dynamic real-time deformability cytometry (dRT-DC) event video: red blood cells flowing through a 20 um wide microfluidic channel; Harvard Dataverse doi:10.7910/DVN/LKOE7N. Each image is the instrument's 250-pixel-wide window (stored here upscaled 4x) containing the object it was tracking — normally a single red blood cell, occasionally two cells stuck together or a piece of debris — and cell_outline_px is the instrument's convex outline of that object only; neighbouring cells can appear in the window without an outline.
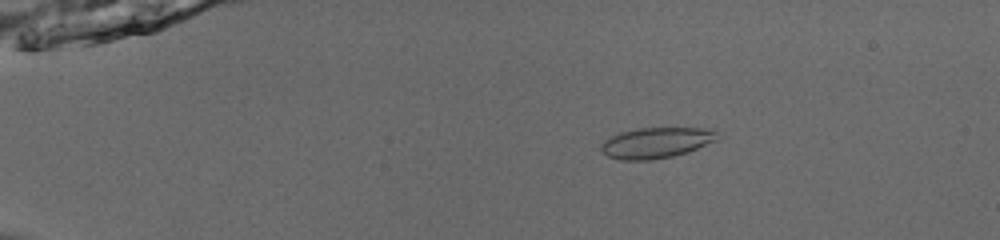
{"species": "common noctule bat (a hibernating species)", "species_latin": "Nyctalus noctula", "temperature_condition": "room temperature", "stored_images_in_passage": 52, "camera_frame_rate_fps": 3000, "um_per_image_px": 0.085, "animal": {"sex": "male", "body_mass_g": 13.0, "forearm_length_mm": 53.1}, "frame": {"image": 1, "passage_image": 10, "time_ms": 3.0, "image_size_px": [1000, 240], "cell_outline_px": [[716, 140], [688, 152], [672, 156], [648, 160], [620, 160], [608, 156], [600, 148], [600, 144], [604, 140], [620, 132], [640, 128], [716, 128]], "centroid_in_image_um": [55.77, 12.13], "position_along_channel_um": 29.2, "area_um2": 20.69}}
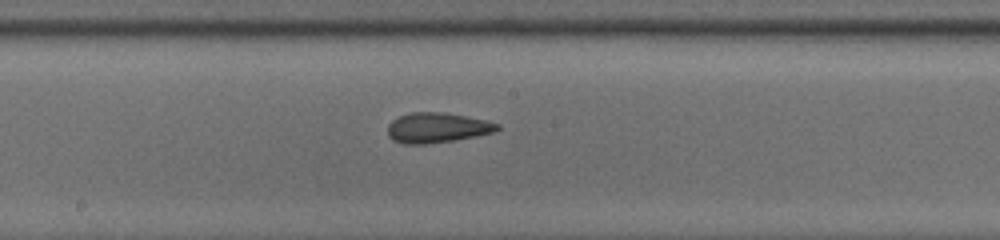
{"frame": {"image": 2, "passage_image": 30, "time_ms": 9.667, "image_size_px": [1000, 240], "cell_outline_px": [[500, 128], [492, 132], [476, 136], [456, 140], [428, 144], [404, 144], [392, 140], [388, 136], [388, 124], [392, 120], [400, 116], [412, 112], [440, 112], [464, 116], [484, 120], [500, 124]], "centroid_in_image_um": [37.12, 10.87], "position_along_channel_um": 211.1, "area_um2": 19.13}}
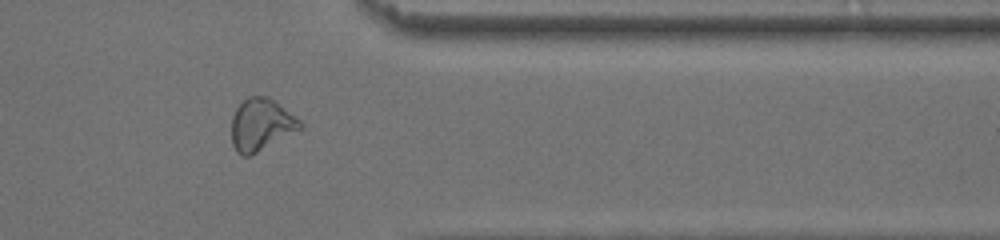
{"frame": {"image": 3, "passage_image": 44, "time_ms": 14.333, "image_size_px": [1000, 240], "cell_outline_px": [[304, 128], [248, 156], [240, 156], [236, 152], [232, 144], [232, 116], [236, 108], [248, 96], [268, 96], [300, 120], [304, 124]], "centroid_in_image_um": [22.19, 10.6], "position_along_channel_um": 389.2, "area_um2": 20.75}, "authors_computed_cell_mechanics": {"area_um2": 20.1433, "velocity_mm_per_s": 3.9252, "shape_relaxation_time_tau1_ms": 5.0274, "shape_relaxation_time_tau2_ms": 1.3545, "deformation_change_tau1": 0.1291, "deformation_change_tau2": 0.0734}}